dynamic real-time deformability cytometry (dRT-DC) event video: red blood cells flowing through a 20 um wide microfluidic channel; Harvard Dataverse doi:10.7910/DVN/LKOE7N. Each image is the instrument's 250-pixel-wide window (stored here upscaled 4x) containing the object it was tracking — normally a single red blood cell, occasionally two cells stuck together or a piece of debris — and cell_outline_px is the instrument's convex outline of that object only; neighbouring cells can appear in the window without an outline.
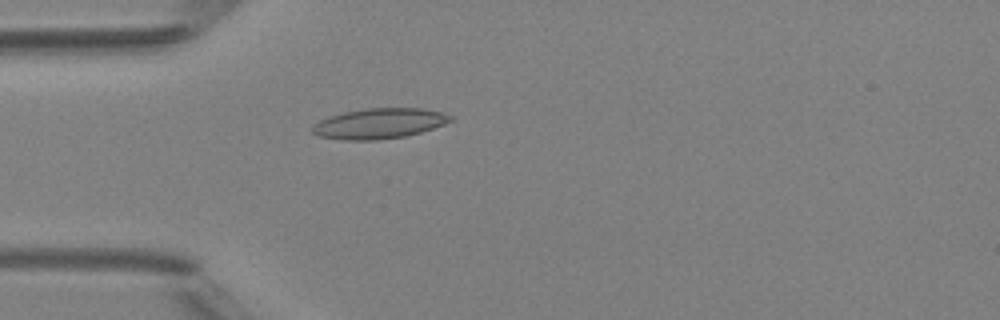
{"species": "Egyptian fruit bat (a non-hibernating species)", "species_latin": "Rousettus aegyptiacus", "temperature_condition": "room temperature", "stored_images_in_passage": 49, "camera_frame_rate_fps": 3000, "um_per_image_px": 0.085, "animal": {"sex": "female"}, "frame": {"image": 1, "passage_image": 14, "time_ms": 4.333, "image_size_px": [1000, 320], "cell_outline_px": [[452, 120], [444, 124], [420, 132], [404, 136], [380, 140], [340, 140], [316, 136], [312, 132], [312, 124], [320, 120], [344, 112], [368, 108], [424, 108], [444, 112], [452, 116]], "centroid_in_image_um": [32.22, 10.5], "position_along_channel_um": 52.8, "area_um2": 24.51}}
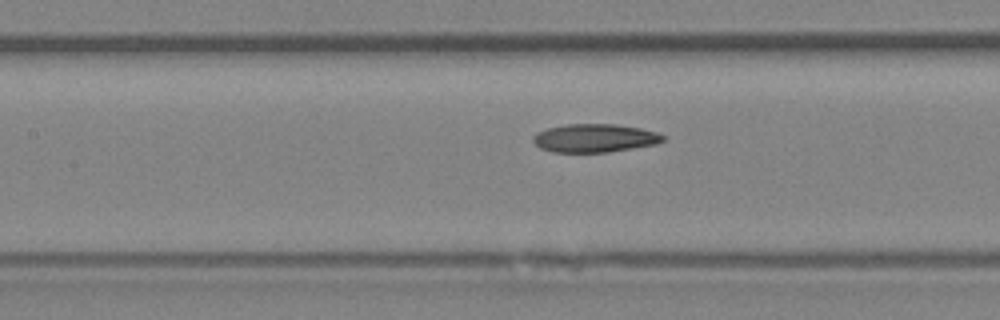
{"frame": {"image": 2, "passage_image": 22, "time_ms": 7.0, "image_size_px": [1000, 320], "cell_outline_px": [[664, 140], [656, 144], [608, 152], [552, 152], [540, 148], [532, 140], [532, 136], [536, 132], [548, 128], [568, 124], [616, 124], [640, 128], [656, 132], [664, 136]], "centroid_in_image_um": [50.52, 11.74], "position_along_channel_um": 156.9, "area_um2": 21.39}}
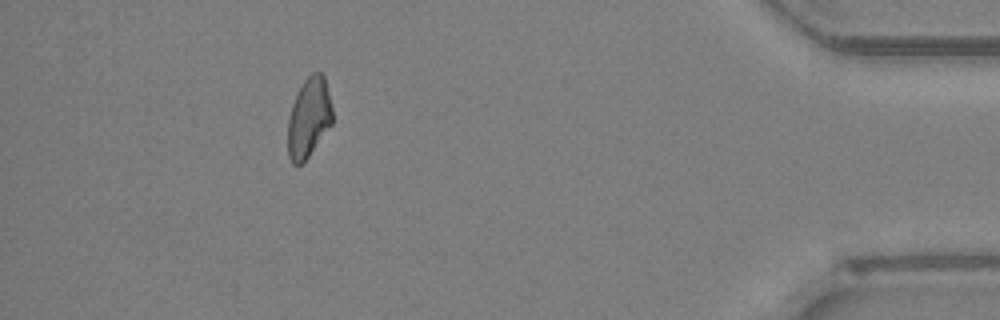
{"frame": {"image": 3, "passage_image": 44, "time_ms": 14.333, "image_size_px": [1000, 320], "cell_outline_px": [[332, 124], [308, 156], [300, 164], [292, 164], [288, 156], [288, 120], [292, 104], [296, 92], [304, 80], [312, 72], [320, 72], [324, 76], [332, 108]], "centroid_in_image_um": [26.24, 9.98], "position_along_channel_um": 409.0, "area_um2": 20.58}}